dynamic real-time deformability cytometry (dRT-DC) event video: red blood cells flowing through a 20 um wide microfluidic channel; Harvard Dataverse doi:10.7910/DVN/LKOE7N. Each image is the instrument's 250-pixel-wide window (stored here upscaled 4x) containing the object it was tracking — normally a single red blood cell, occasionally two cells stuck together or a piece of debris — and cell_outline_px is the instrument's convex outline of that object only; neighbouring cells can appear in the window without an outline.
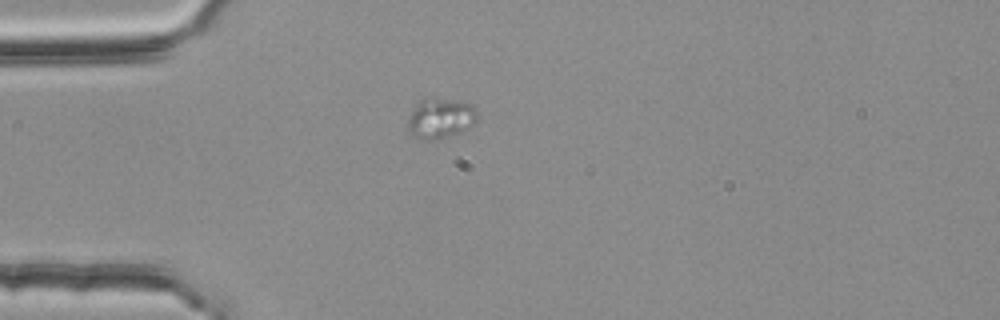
{"species": "common noctule bat (a hibernating species)", "species_latin": "Nyctalus noctula", "temperature_condition": "room temperature", "stored_images_in_passage": 41, "camera_frame_rate_fps": 3000, "um_per_image_px": 0.085, "animal": {"sex": "female", "body_mass_g": 25.1}, "frame": {"image": 1, "passage_image": 1, "time_ms": 0.0, "image_size_px": [1000, 320], "cell_outline_px": [[476, 120], [472, 124], [460, 132], [452, 136], [432, 140], [428, 140], [412, 136], [408, 132], [408, 116], [412, 108], [420, 104], [440, 100], [460, 100], [468, 104], [476, 112]], "centroid_in_image_um": [37.41, 10.13], "position_along_channel_um": 47.6, "area_um2": 15.49}}